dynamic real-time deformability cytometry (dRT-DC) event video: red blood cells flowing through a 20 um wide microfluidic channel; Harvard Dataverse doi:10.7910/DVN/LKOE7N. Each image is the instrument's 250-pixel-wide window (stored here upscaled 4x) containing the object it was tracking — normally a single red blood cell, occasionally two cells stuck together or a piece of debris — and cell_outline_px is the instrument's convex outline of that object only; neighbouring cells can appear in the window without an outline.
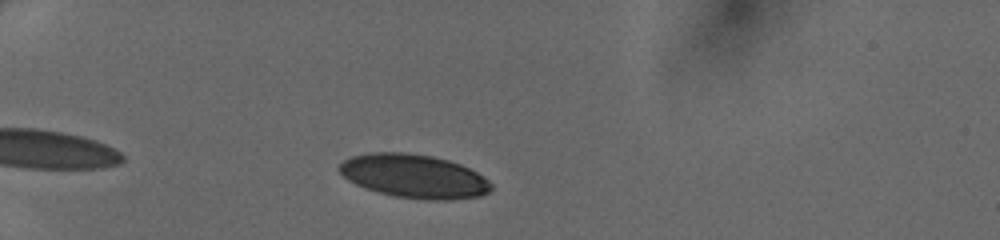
{"species": "human", "species_latin": "Homo sapiens", "temperature_condition": "cold", "stored_images_in_passage": 36, "camera_frame_rate_fps": 3000, "um_per_image_px": 0.085, "donor": {"sex": "female"}, "frame": {"image": 1, "passage_image": 6, "time_ms": 1.667, "image_size_px": [1000, 240], "cell_outline_px": [[492, 188], [488, 192], [480, 196], [448, 200], [428, 200], [396, 196], [380, 192], [356, 184], [348, 180], [336, 168], [344, 160], [352, 156], [372, 152], [404, 152], [432, 156], [448, 160], [460, 164], [484, 176], [492, 184]], "centroid_in_image_um": [35.2, 14.97], "position_along_channel_um": 49.8, "area_um2": 38.44}}
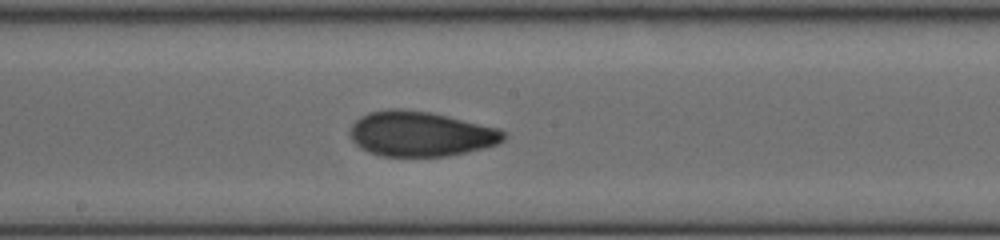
{"frame": {"image": 2, "passage_image": 20, "time_ms": 6.333, "image_size_px": [1000, 240], "cell_outline_px": [[504, 140], [496, 144], [448, 156], [380, 156], [368, 152], [360, 148], [348, 136], [348, 132], [352, 124], [360, 116], [368, 112], [388, 108], [396, 108], [428, 112], [448, 116], [500, 128], [504, 132]], "centroid_in_image_um": [35.68, 11.37], "position_along_channel_um": 212.5, "area_um2": 40.34}}
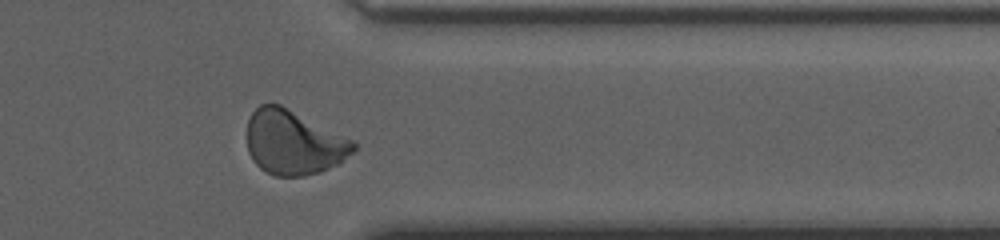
{"frame": {"image": 3, "passage_image": 32, "time_ms": 10.333, "image_size_px": [1000, 240], "cell_outline_px": [[356, 148], [340, 164], [320, 172], [304, 176], [276, 176], [260, 168], [252, 160], [248, 152], [248, 120], [252, 112], [260, 104], [280, 104], [352, 140], [356, 144]], "centroid_in_image_um": [24.95, 12.13], "position_along_channel_um": 386.5, "area_um2": 39.71}}